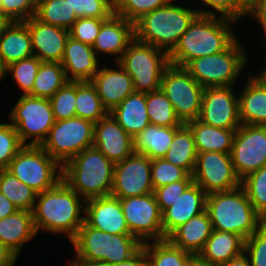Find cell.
Segmentation results:
<instances>
[{
  "mask_svg": "<svg viewBox=\"0 0 266 266\" xmlns=\"http://www.w3.org/2000/svg\"><path fill=\"white\" fill-rule=\"evenodd\" d=\"M206 210L213 230L250 237L265 221L256 213L242 186L207 195Z\"/></svg>",
  "mask_w": 266,
  "mask_h": 266,
  "instance_id": "5b68a950",
  "label": "cell"
},
{
  "mask_svg": "<svg viewBox=\"0 0 266 266\" xmlns=\"http://www.w3.org/2000/svg\"><path fill=\"white\" fill-rule=\"evenodd\" d=\"M193 182L194 180H180L154 189L153 194L161 213L171 207L172 203H174Z\"/></svg>",
  "mask_w": 266,
  "mask_h": 266,
  "instance_id": "f5cc1de1",
  "label": "cell"
},
{
  "mask_svg": "<svg viewBox=\"0 0 266 266\" xmlns=\"http://www.w3.org/2000/svg\"><path fill=\"white\" fill-rule=\"evenodd\" d=\"M109 113L132 137L150 124L146 109V93L130 94Z\"/></svg>",
  "mask_w": 266,
  "mask_h": 266,
  "instance_id": "f1b7e54d",
  "label": "cell"
},
{
  "mask_svg": "<svg viewBox=\"0 0 266 266\" xmlns=\"http://www.w3.org/2000/svg\"><path fill=\"white\" fill-rule=\"evenodd\" d=\"M245 240L238 234L213 230L199 255L210 263L221 266L244 252Z\"/></svg>",
  "mask_w": 266,
  "mask_h": 266,
  "instance_id": "f546056e",
  "label": "cell"
},
{
  "mask_svg": "<svg viewBox=\"0 0 266 266\" xmlns=\"http://www.w3.org/2000/svg\"><path fill=\"white\" fill-rule=\"evenodd\" d=\"M117 65L116 69H109V67L98 69L90 80L108 112L135 92L131 76L118 62Z\"/></svg>",
  "mask_w": 266,
  "mask_h": 266,
  "instance_id": "ffe728a7",
  "label": "cell"
},
{
  "mask_svg": "<svg viewBox=\"0 0 266 266\" xmlns=\"http://www.w3.org/2000/svg\"><path fill=\"white\" fill-rule=\"evenodd\" d=\"M160 89L183 124L199 118L204 87L185 67L169 64L163 72Z\"/></svg>",
  "mask_w": 266,
  "mask_h": 266,
  "instance_id": "30bf717a",
  "label": "cell"
},
{
  "mask_svg": "<svg viewBox=\"0 0 266 266\" xmlns=\"http://www.w3.org/2000/svg\"><path fill=\"white\" fill-rule=\"evenodd\" d=\"M49 101L55 121L76 117V81H68Z\"/></svg>",
  "mask_w": 266,
  "mask_h": 266,
  "instance_id": "b9f144b4",
  "label": "cell"
},
{
  "mask_svg": "<svg viewBox=\"0 0 266 266\" xmlns=\"http://www.w3.org/2000/svg\"><path fill=\"white\" fill-rule=\"evenodd\" d=\"M237 38L222 52L190 61L185 68L204 88L234 85L247 62Z\"/></svg>",
  "mask_w": 266,
  "mask_h": 266,
  "instance_id": "52a82bcc",
  "label": "cell"
},
{
  "mask_svg": "<svg viewBox=\"0 0 266 266\" xmlns=\"http://www.w3.org/2000/svg\"><path fill=\"white\" fill-rule=\"evenodd\" d=\"M198 14L216 15L211 10H192L171 2L137 20L134 23L135 38L169 54Z\"/></svg>",
  "mask_w": 266,
  "mask_h": 266,
  "instance_id": "3957f363",
  "label": "cell"
},
{
  "mask_svg": "<svg viewBox=\"0 0 266 266\" xmlns=\"http://www.w3.org/2000/svg\"><path fill=\"white\" fill-rule=\"evenodd\" d=\"M148 266H186L193 255L174 246L168 239L143 243Z\"/></svg>",
  "mask_w": 266,
  "mask_h": 266,
  "instance_id": "d590c367",
  "label": "cell"
},
{
  "mask_svg": "<svg viewBox=\"0 0 266 266\" xmlns=\"http://www.w3.org/2000/svg\"><path fill=\"white\" fill-rule=\"evenodd\" d=\"M244 253L248 254L251 266H266V222L245 239Z\"/></svg>",
  "mask_w": 266,
  "mask_h": 266,
  "instance_id": "c3c4849f",
  "label": "cell"
},
{
  "mask_svg": "<svg viewBox=\"0 0 266 266\" xmlns=\"http://www.w3.org/2000/svg\"><path fill=\"white\" fill-rule=\"evenodd\" d=\"M207 194L196 183H192L179 198L162 213L164 239L180 225L206 210Z\"/></svg>",
  "mask_w": 266,
  "mask_h": 266,
  "instance_id": "44dd1931",
  "label": "cell"
},
{
  "mask_svg": "<svg viewBox=\"0 0 266 266\" xmlns=\"http://www.w3.org/2000/svg\"><path fill=\"white\" fill-rule=\"evenodd\" d=\"M78 194L62 179L55 187L37 194L32 210L36 233L39 230L50 233H64L70 241L84 223V204ZM83 209H81L82 207Z\"/></svg>",
  "mask_w": 266,
  "mask_h": 266,
  "instance_id": "7a4b0ae2",
  "label": "cell"
},
{
  "mask_svg": "<svg viewBox=\"0 0 266 266\" xmlns=\"http://www.w3.org/2000/svg\"><path fill=\"white\" fill-rule=\"evenodd\" d=\"M250 14L260 23L266 37V0H250Z\"/></svg>",
  "mask_w": 266,
  "mask_h": 266,
  "instance_id": "db71d44e",
  "label": "cell"
},
{
  "mask_svg": "<svg viewBox=\"0 0 266 266\" xmlns=\"http://www.w3.org/2000/svg\"><path fill=\"white\" fill-rule=\"evenodd\" d=\"M77 18L108 19L115 13L112 0H69Z\"/></svg>",
  "mask_w": 266,
  "mask_h": 266,
  "instance_id": "bcb514c9",
  "label": "cell"
},
{
  "mask_svg": "<svg viewBox=\"0 0 266 266\" xmlns=\"http://www.w3.org/2000/svg\"><path fill=\"white\" fill-rule=\"evenodd\" d=\"M173 0H117L115 14L135 23L143 15L170 4Z\"/></svg>",
  "mask_w": 266,
  "mask_h": 266,
  "instance_id": "7bdbcfd3",
  "label": "cell"
},
{
  "mask_svg": "<svg viewBox=\"0 0 266 266\" xmlns=\"http://www.w3.org/2000/svg\"><path fill=\"white\" fill-rule=\"evenodd\" d=\"M93 143L94 123L74 117L55 121L40 146L63 167L74 156L93 146Z\"/></svg>",
  "mask_w": 266,
  "mask_h": 266,
  "instance_id": "9c48e42d",
  "label": "cell"
},
{
  "mask_svg": "<svg viewBox=\"0 0 266 266\" xmlns=\"http://www.w3.org/2000/svg\"><path fill=\"white\" fill-rule=\"evenodd\" d=\"M151 159L133 153L114 164L111 195L119 199L153 193Z\"/></svg>",
  "mask_w": 266,
  "mask_h": 266,
  "instance_id": "9a60e30c",
  "label": "cell"
},
{
  "mask_svg": "<svg viewBox=\"0 0 266 266\" xmlns=\"http://www.w3.org/2000/svg\"><path fill=\"white\" fill-rule=\"evenodd\" d=\"M113 234L90 227L85 221L71 240L76 251V259L85 263L106 262L109 257L110 241Z\"/></svg>",
  "mask_w": 266,
  "mask_h": 266,
  "instance_id": "d4e9b609",
  "label": "cell"
},
{
  "mask_svg": "<svg viewBox=\"0 0 266 266\" xmlns=\"http://www.w3.org/2000/svg\"><path fill=\"white\" fill-rule=\"evenodd\" d=\"M235 20L198 14L169 53L170 64L185 67L193 59L224 51L235 39Z\"/></svg>",
  "mask_w": 266,
  "mask_h": 266,
  "instance_id": "6da1fadb",
  "label": "cell"
},
{
  "mask_svg": "<svg viewBox=\"0 0 266 266\" xmlns=\"http://www.w3.org/2000/svg\"><path fill=\"white\" fill-rule=\"evenodd\" d=\"M141 247L142 243L131 234H113L110 241L109 257H106V262L114 265L126 261Z\"/></svg>",
  "mask_w": 266,
  "mask_h": 266,
  "instance_id": "f6af8a7d",
  "label": "cell"
},
{
  "mask_svg": "<svg viewBox=\"0 0 266 266\" xmlns=\"http://www.w3.org/2000/svg\"><path fill=\"white\" fill-rule=\"evenodd\" d=\"M84 221L109 234H130L120 199L112 195L86 200Z\"/></svg>",
  "mask_w": 266,
  "mask_h": 266,
  "instance_id": "d6986e66",
  "label": "cell"
},
{
  "mask_svg": "<svg viewBox=\"0 0 266 266\" xmlns=\"http://www.w3.org/2000/svg\"><path fill=\"white\" fill-rule=\"evenodd\" d=\"M114 164L134 153L133 137L108 113L94 124V143Z\"/></svg>",
  "mask_w": 266,
  "mask_h": 266,
  "instance_id": "ac0fdd59",
  "label": "cell"
},
{
  "mask_svg": "<svg viewBox=\"0 0 266 266\" xmlns=\"http://www.w3.org/2000/svg\"><path fill=\"white\" fill-rule=\"evenodd\" d=\"M163 158L171 164L183 168L188 174H193L197 150L193 133L186 124H183L175 132L173 142Z\"/></svg>",
  "mask_w": 266,
  "mask_h": 266,
  "instance_id": "d6a6232c",
  "label": "cell"
},
{
  "mask_svg": "<svg viewBox=\"0 0 266 266\" xmlns=\"http://www.w3.org/2000/svg\"><path fill=\"white\" fill-rule=\"evenodd\" d=\"M180 127H163L149 124L143 131L133 137L134 152L143 154L151 160L163 158L173 142L175 132Z\"/></svg>",
  "mask_w": 266,
  "mask_h": 266,
  "instance_id": "1f68e13d",
  "label": "cell"
},
{
  "mask_svg": "<svg viewBox=\"0 0 266 266\" xmlns=\"http://www.w3.org/2000/svg\"><path fill=\"white\" fill-rule=\"evenodd\" d=\"M146 109L152 125L163 127L183 125L177 117L172 103L161 89L146 93Z\"/></svg>",
  "mask_w": 266,
  "mask_h": 266,
  "instance_id": "f35d334b",
  "label": "cell"
},
{
  "mask_svg": "<svg viewBox=\"0 0 266 266\" xmlns=\"http://www.w3.org/2000/svg\"><path fill=\"white\" fill-rule=\"evenodd\" d=\"M75 105L76 117L91 121L94 124L109 113L90 81H76Z\"/></svg>",
  "mask_w": 266,
  "mask_h": 266,
  "instance_id": "836d02e7",
  "label": "cell"
},
{
  "mask_svg": "<svg viewBox=\"0 0 266 266\" xmlns=\"http://www.w3.org/2000/svg\"><path fill=\"white\" fill-rule=\"evenodd\" d=\"M207 6L220 12L222 17L232 20L246 16L250 8V0H201Z\"/></svg>",
  "mask_w": 266,
  "mask_h": 266,
  "instance_id": "816d5d0a",
  "label": "cell"
},
{
  "mask_svg": "<svg viewBox=\"0 0 266 266\" xmlns=\"http://www.w3.org/2000/svg\"><path fill=\"white\" fill-rule=\"evenodd\" d=\"M98 54L91 45L68 37L61 64L69 81H90L98 72Z\"/></svg>",
  "mask_w": 266,
  "mask_h": 266,
  "instance_id": "603a6c76",
  "label": "cell"
},
{
  "mask_svg": "<svg viewBox=\"0 0 266 266\" xmlns=\"http://www.w3.org/2000/svg\"><path fill=\"white\" fill-rule=\"evenodd\" d=\"M134 38V23L114 13L102 23L92 48L95 54L102 52L118 55L116 58L118 62Z\"/></svg>",
  "mask_w": 266,
  "mask_h": 266,
  "instance_id": "7402d4cb",
  "label": "cell"
},
{
  "mask_svg": "<svg viewBox=\"0 0 266 266\" xmlns=\"http://www.w3.org/2000/svg\"><path fill=\"white\" fill-rule=\"evenodd\" d=\"M62 169V165L41 146L33 145H24L7 167L9 172L37 194L55 187L62 180Z\"/></svg>",
  "mask_w": 266,
  "mask_h": 266,
  "instance_id": "ba28073f",
  "label": "cell"
},
{
  "mask_svg": "<svg viewBox=\"0 0 266 266\" xmlns=\"http://www.w3.org/2000/svg\"><path fill=\"white\" fill-rule=\"evenodd\" d=\"M9 118L23 145L40 146L55 123L49 98L31 95H21Z\"/></svg>",
  "mask_w": 266,
  "mask_h": 266,
  "instance_id": "8fae6325",
  "label": "cell"
},
{
  "mask_svg": "<svg viewBox=\"0 0 266 266\" xmlns=\"http://www.w3.org/2000/svg\"><path fill=\"white\" fill-rule=\"evenodd\" d=\"M17 210L14 204L0 192V219L14 214Z\"/></svg>",
  "mask_w": 266,
  "mask_h": 266,
  "instance_id": "6f0895ef",
  "label": "cell"
},
{
  "mask_svg": "<svg viewBox=\"0 0 266 266\" xmlns=\"http://www.w3.org/2000/svg\"><path fill=\"white\" fill-rule=\"evenodd\" d=\"M118 63L131 76L135 92L150 93L160 89L162 75L170 64L169 54L134 38Z\"/></svg>",
  "mask_w": 266,
  "mask_h": 266,
  "instance_id": "8992f818",
  "label": "cell"
},
{
  "mask_svg": "<svg viewBox=\"0 0 266 266\" xmlns=\"http://www.w3.org/2000/svg\"><path fill=\"white\" fill-rule=\"evenodd\" d=\"M69 266H112L108 262L96 261L94 263H85L81 261H72Z\"/></svg>",
  "mask_w": 266,
  "mask_h": 266,
  "instance_id": "94428289",
  "label": "cell"
},
{
  "mask_svg": "<svg viewBox=\"0 0 266 266\" xmlns=\"http://www.w3.org/2000/svg\"><path fill=\"white\" fill-rule=\"evenodd\" d=\"M186 266H217L203 259L199 254H193L187 261Z\"/></svg>",
  "mask_w": 266,
  "mask_h": 266,
  "instance_id": "91938a15",
  "label": "cell"
},
{
  "mask_svg": "<svg viewBox=\"0 0 266 266\" xmlns=\"http://www.w3.org/2000/svg\"><path fill=\"white\" fill-rule=\"evenodd\" d=\"M31 211L17 210L14 214L0 219V243L17 256L24 244L36 236Z\"/></svg>",
  "mask_w": 266,
  "mask_h": 266,
  "instance_id": "4316f807",
  "label": "cell"
},
{
  "mask_svg": "<svg viewBox=\"0 0 266 266\" xmlns=\"http://www.w3.org/2000/svg\"><path fill=\"white\" fill-rule=\"evenodd\" d=\"M105 20L89 17L78 18L69 29V36L92 46Z\"/></svg>",
  "mask_w": 266,
  "mask_h": 266,
  "instance_id": "f907efd6",
  "label": "cell"
},
{
  "mask_svg": "<svg viewBox=\"0 0 266 266\" xmlns=\"http://www.w3.org/2000/svg\"><path fill=\"white\" fill-rule=\"evenodd\" d=\"M231 160L242 180L266 165V126L241 124L236 130Z\"/></svg>",
  "mask_w": 266,
  "mask_h": 266,
  "instance_id": "5bb4252c",
  "label": "cell"
},
{
  "mask_svg": "<svg viewBox=\"0 0 266 266\" xmlns=\"http://www.w3.org/2000/svg\"><path fill=\"white\" fill-rule=\"evenodd\" d=\"M4 69L5 68L2 66V64L0 62V79H4V77H5Z\"/></svg>",
  "mask_w": 266,
  "mask_h": 266,
  "instance_id": "e7e4bbea",
  "label": "cell"
},
{
  "mask_svg": "<svg viewBox=\"0 0 266 266\" xmlns=\"http://www.w3.org/2000/svg\"><path fill=\"white\" fill-rule=\"evenodd\" d=\"M41 63L42 61L34 55L16 61L5 67V76L11 72L14 81L17 82L18 87L23 91L22 95H29L32 92L34 80Z\"/></svg>",
  "mask_w": 266,
  "mask_h": 266,
  "instance_id": "60d3db41",
  "label": "cell"
},
{
  "mask_svg": "<svg viewBox=\"0 0 266 266\" xmlns=\"http://www.w3.org/2000/svg\"><path fill=\"white\" fill-rule=\"evenodd\" d=\"M68 81L61 63L42 62L29 95L51 98Z\"/></svg>",
  "mask_w": 266,
  "mask_h": 266,
  "instance_id": "e575fe53",
  "label": "cell"
},
{
  "mask_svg": "<svg viewBox=\"0 0 266 266\" xmlns=\"http://www.w3.org/2000/svg\"><path fill=\"white\" fill-rule=\"evenodd\" d=\"M191 129L197 152L231 153L237 129H223L204 124L198 119L186 123Z\"/></svg>",
  "mask_w": 266,
  "mask_h": 266,
  "instance_id": "4dcf8cb0",
  "label": "cell"
},
{
  "mask_svg": "<svg viewBox=\"0 0 266 266\" xmlns=\"http://www.w3.org/2000/svg\"><path fill=\"white\" fill-rule=\"evenodd\" d=\"M256 213L266 222V165L241 180Z\"/></svg>",
  "mask_w": 266,
  "mask_h": 266,
  "instance_id": "ab89813d",
  "label": "cell"
},
{
  "mask_svg": "<svg viewBox=\"0 0 266 266\" xmlns=\"http://www.w3.org/2000/svg\"><path fill=\"white\" fill-rule=\"evenodd\" d=\"M120 204L131 235L142 244L164 240L162 213L153 193L120 199Z\"/></svg>",
  "mask_w": 266,
  "mask_h": 266,
  "instance_id": "7c38bea8",
  "label": "cell"
},
{
  "mask_svg": "<svg viewBox=\"0 0 266 266\" xmlns=\"http://www.w3.org/2000/svg\"><path fill=\"white\" fill-rule=\"evenodd\" d=\"M24 23L31 36L33 55L42 62L61 63L69 30L44 23L35 15Z\"/></svg>",
  "mask_w": 266,
  "mask_h": 266,
  "instance_id": "e0dca14e",
  "label": "cell"
},
{
  "mask_svg": "<svg viewBox=\"0 0 266 266\" xmlns=\"http://www.w3.org/2000/svg\"><path fill=\"white\" fill-rule=\"evenodd\" d=\"M38 0H0V11L12 22H25L35 15Z\"/></svg>",
  "mask_w": 266,
  "mask_h": 266,
  "instance_id": "681fc988",
  "label": "cell"
},
{
  "mask_svg": "<svg viewBox=\"0 0 266 266\" xmlns=\"http://www.w3.org/2000/svg\"><path fill=\"white\" fill-rule=\"evenodd\" d=\"M221 266H251V264L247 254L243 252L241 255L231 259Z\"/></svg>",
  "mask_w": 266,
  "mask_h": 266,
  "instance_id": "680465c9",
  "label": "cell"
},
{
  "mask_svg": "<svg viewBox=\"0 0 266 266\" xmlns=\"http://www.w3.org/2000/svg\"><path fill=\"white\" fill-rule=\"evenodd\" d=\"M240 95L241 124L266 126V85L258 77L251 75Z\"/></svg>",
  "mask_w": 266,
  "mask_h": 266,
  "instance_id": "484cf974",
  "label": "cell"
},
{
  "mask_svg": "<svg viewBox=\"0 0 266 266\" xmlns=\"http://www.w3.org/2000/svg\"><path fill=\"white\" fill-rule=\"evenodd\" d=\"M151 177L154 189L166 186L180 180H193L183 168L175 166L164 158L151 160Z\"/></svg>",
  "mask_w": 266,
  "mask_h": 266,
  "instance_id": "ee69618b",
  "label": "cell"
},
{
  "mask_svg": "<svg viewBox=\"0 0 266 266\" xmlns=\"http://www.w3.org/2000/svg\"><path fill=\"white\" fill-rule=\"evenodd\" d=\"M10 21L1 11H0V36L4 33L5 29L11 24Z\"/></svg>",
  "mask_w": 266,
  "mask_h": 266,
  "instance_id": "6125c7cd",
  "label": "cell"
},
{
  "mask_svg": "<svg viewBox=\"0 0 266 266\" xmlns=\"http://www.w3.org/2000/svg\"><path fill=\"white\" fill-rule=\"evenodd\" d=\"M23 146L15 127L11 123L0 124V171L7 169Z\"/></svg>",
  "mask_w": 266,
  "mask_h": 266,
  "instance_id": "7dc6e473",
  "label": "cell"
},
{
  "mask_svg": "<svg viewBox=\"0 0 266 266\" xmlns=\"http://www.w3.org/2000/svg\"><path fill=\"white\" fill-rule=\"evenodd\" d=\"M18 256L0 243V266H15Z\"/></svg>",
  "mask_w": 266,
  "mask_h": 266,
  "instance_id": "9f6ffc18",
  "label": "cell"
},
{
  "mask_svg": "<svg viewBox=\"0 0 266 266\" xmlns=\"http://www.w3.org/2000/svg\"><path fill=\"white\" fill-rule=\"evenodd\" d=\"M232 88L233 86L204 88L198 120L218 128L238 129L241 125L239 98Z\"/></svg>",
  "mask_w": 266,
  "mask_h": 266,
  "instance_id": "2e32d148",
  "label": "cell"
},
{
  "mask_svg": "<svg viewBox=\"0 0 266 266\" xmlns=\"http://www.w3.org/2000/svg\"><path fill=\"white\" fill-rule=\"evenodd\" d=\"M112 266H148L145 248L142 246L132 257Z\"/></svg>",
  "mask_w": 266,
  "mask_h": 266,
  "instance_id": "11a10c76",
  "label": "cell"
},
{
  "mask_svg": "<svg viewBox=\"0 0 266 266\" xmlns=\"http://www.w3.org/2000/svg\"><path fill=\"white\" fill-rule=\"evenodd\" d=\"M256 77H258L266 85V68L264 71L262 70V73L258 74Z\"/></svg>",
  "mask_w": 266,
  "mask_h": 266,
  "instance_id": "be15d7a7",
  "label": "cell"
},
{
  "mask_svg": "<svg viewBox=\"0 0 266 266\" xmlns=\"http://www.w3.org/2000/svg\"><path fill=\"white\" fill-rule=\"evenodd\" d=\"M35 16L44 23L66 30L78 19L69 0H38Z\"/></svg>",
  "mask_w": 266,
  "mask_h": 266,
  "instance_id": "74e56055",
  "label": "cell"
},
{
  "mask_svg": "<svg viewBox=\"0 0 266 266\" xmlns=\"http://www.w3.org/2000/svg\"><path fill=\"white\" fill-rule=\"evenodd\" d=\"M33 56L31 36L24 22H11L0 36V62L11 63Z\"/></svg>",
  "mask_w": 266,
  "mask_h": 266,
  "instance_id": "83f0119b",
  "label": "cell"
},
{
  "mask_svg": "<svg viewBox=\"0 0 266 266\" xmlns=\"http://www.w3.org/2000/svg\"><path fill=\"white\" fill-rule=\"evenodd\" d=\"M194 183L209 195L224 192L241 186L230 154L219 152H197V159L192 174Z\"/></svg>",
  "mask_w": 266,
  "mask_h": 266,
  "instance_id": "4fadbf2b",
  "label": "cell"
},
{
  "mask_svg": "<svg viewBox=\"0 0 266 266\" xmlns=\"http://www.w3.org/2000/svg\"><path fill=\"white\" fill-rule=\"evenodd\" d=\"M62 179L86 200L111 195L114 163L91 146L63 166Z\"/></svg>",
  "mask_w": 266,
  "mask_h": 266,
  "instance_id": "277c9868",
  "label": "cell"
},
{
  "mask_svg": "<svg viewBox=\"0 0 266 266\" xmlns=\"http://www.w3.org/2000/svg\"><path fill=\"white\" fill-rule=\"evenodd\" d=\"M213 231L207 210L176 228L167 239L176 247L191 254H199Z\"/></svg>",
  "mask_w": 266,
  "mask_h": 266,
  "instance_id": "cb8c5ba5",
  "label": "cell"
},
{
  "mask_svg": "<svg viewBox=\"0 0 266 266\" xmlns=\"http://www.w3.org/2000/svg\"><path fill=\"white\" fill-rule=\"evenodd\" d=\"M0 192L3 193L18 210L32 212L36 203L37 193L17 179L7 169L0 171Z\"/></svg>",
  "mask_w": 266,
  "mask_h": 266,
  "instance_id": "8d00e7d4",
  "label": "cell"
}]
</instances>
